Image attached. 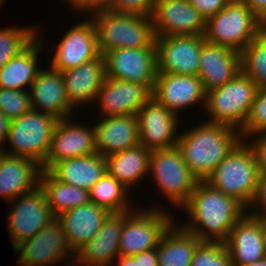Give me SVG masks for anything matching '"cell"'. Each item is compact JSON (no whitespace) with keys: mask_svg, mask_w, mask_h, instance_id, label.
Segmentation results:
<instances>
[{"mask_svg":"<svg viewBox=\"0 0 266 266\" xmlns=\"http://www.w3.org/2000/svg\"><path fill=\"white\" fill-rule=\"evenodd\" d=\"M182 209L189 214L181 225L201 241L225 242L234 225L247 213L237 200L199 181Z\"/></svg>","mask_w":266,"mask_h":266,"instance_id":"1","label":"cell"},{"mask_svg":"<svg viewBox=\"0 0 266 266\" xmlns=\"http://www.w3.org/2000/svg\"><path fill=\"white\" fill-rule=\"evenodd\" d=\"M186 131L178 134L177 147L198 181H206L218 164L242 140L237 129L207 121Z\"/></svg>","mask_w":266,"mask_h":266,"instance_id":"2","label":"cell"},{"mask_svg":"<svg viewBox=\"0 0 266 266\" xmlns=\"http://www.w3.org/2000/svg\"><path fill=\"white\" fill-rule=\"evenodd\" d=\"M100 55L119 48H156L151 16L100 10L91 13Z\"/></svg>","mask_w":266,"mask_h":266,"instance_id":"3","label":"cell"},{"mask_svg":"<svg viewBox=\"0 0 266 266\" xmlns=\"http://www.w3.org/2000/svg\"><path fill=\"white\" fill-rule=\"evenodd\" d=\"M241 140L206 179L211 187L240 202L246 209L256 192L259 170L249 144Z\"/></svg>","mask_w":266,"mask_h":266,"instance_id":"4","label":"cell"},{"mask_svg":"<svg viewBox=\"0 0 266 266\" xmlns=\"http://www.w3.org/2000/svg\"><path fill=\"white\" fill-rule=\"evenodd\" d=\"M263 29V22L240 0H230L206 20L204 39L240 53Z\"/></svg>","mask_w":266,"mask_h":266,"instance_id":"5","label":"cell"},{"mask_svg":"<svg viewBox=\"0 0 266 266\" xmlns=\"http://www.w3.org/2000/svg\"><path fill=\"white\" fill-rule=\"evenodd\" d=\"M58 120L52 114L33 109L10 120L6 141L8 140L11 149H2V153L29 158L42 166Z\"/></svg>","mask_w":266,"mask_h":266,"instance_id":"6","label":"cell"},{"mask_svg":"<svg viewBox=\"0 0 266 266\" xmlns=\"http://www.w3.org/2000/svg\"><path fill=\"white\" fill-rule=\"evenodd\" d=\"M257 88L240 71L226 84L207 92L204 109L211 117L207 122L225 124L240 131L246 123Z\"/></svg>","mask_w":266,"mask_h":266,"instance_id":"7","label":"cell"},{"mask_svg":"<svg viewBox=\"0 0 266 266\" xmlns=\"http://www.w3.org/2000/svg\"><path fill=\"white\" fill-rule=\"evenodd\" d=\"M148 172H151V176L169 202L177 208L188 201L199 182L184 162L177 146L152 150Z\"/></svg>","mask_w":266,"mask_h":266,"instance_id":"8","label":"cell"},{"mask_svg":"<svg viewBox=\"0 0 266 266\" xmlns=\"http://www.w3.org/2000/svg\"><path fill=\"white\" fill-rule=\"evenodd\" d=\"M163 209L153 207L125 212L119 256H134L157 247L162 235L173 223L170 211Z\"/></svg>","mask_w":266,"mask_h":266,"instance_id":"9","label":"cell"},{"mask_svg":"<svg viewBox=\"0 0 266 266\" xmlns=\"http://www.w3.org/2000/svg\"><path fill=\"white\" fill-rule=\"evenodd\" d=\"M10 202L13 206L8 215L7 230L12 239L13 249L22 241L32 238L56 218L40 186Z\"/></svg>","mask_w":266,"mask_h":266,"instance_id":"10","label":"cell"},{"mask_svg":"<svg viewBox=\"0 0 266 266\" xmlns=\"http://www.w3.org/2000/svg\"><path fill=\"white\" fill-rule=\"evenodd\" d=\"M20 266H53L72 258L75 253L69 247L61 222L53 219L32 238L18 244ZM71 256V257H70ZM66 259V260H64Z\"/></svg>","mask_w":266,"mask_h":266,"instance_id":"11","label":"cell"},{"mask_svg":"<svg viewBox=\"0 0 266 266\" xmlns=\"http://www.w3.org/2000/svg\"><path fill=\"white\" fill-rule=\"evenodd\" d=\"M204 40V35L156 37L157 73L198 76L202 42Z\"/></svg>","mask_w":266,"mask_h":266,"instance_id":"12","label":"cell"},{"mask_svg":"<svg viewBox=\"0 0 266 266\" xmlns=\"http://www.w3.org/2000/svg\"><path fill=\"white\" fill-rule=\"evenodd\" d=\"M106 77L137 82L153 90L157 75L156 48H119L103 54Z\"/></svg>","mask_w":266,"mask_h":266,"instance_id":"13","label":"cell"},{"mask_svg":"<svg viewBox=\"0 0 266 266\" xmlns=\"http://www.w3.org/2000/svg\"><path fill=\"white\" fill-rule=\"evenodd\" d=\"M155 36H202L205 18L188 0H155L151 14Z\"/></svg>","mask_w":266,"mask_h":266,"instance_id":"14","label":"cell"},{"mask_svg":"<svg viewBox=\"0 0 266 266\" xmlns=\"http://www.w3.org/2000/svg\"><path fill=\"white\" fill-rule=\"evenodd\" d=\"M140 144L146 149L157 150L177 146L179 115L151 97L136 114Z\"/></svg>","mask_w":266,"mask_h":266,"instance_id":"15","label":"cell"},{"mask_svg":"<svg viewBox=\"0 0 266 266\" xmlns=\"http://www.w3.org/2000/svg\"><path fill=\"white\" fill-rule=\"evenodd\" d=\"M89 19L71 27L57 43L50 66L52 69L61 72L70 70L100 56L96 26Z\"/></svg>","mask_w":266,"mask_h":266,"instance_id":"16","label":"cell"},{"mask_svg":"<svg viewBox=\"0 0 266 266\" xmlns=\"http://www.w3.org/2000/svg\"><path fill=\"white\" fill-rule=\"evenodd\" d=\"M71 118L59 119L53 131L46 160L41 166L47 171L65 159L93 155L96 152L95 128L73 123Z\"/></svg>","mask_w":266,"mask_h":266,"instance_id":"17","label":"cell"},{"mask_svg":"<svg viewBox=\"0 0 266 266\" xmlns=\"http://www.w3.org/2000/svg\"><path fill=\"white\" fill-rule=\"evenodd\" d=\"M152 97L177 115L182 108L197 103L205 108L206 104V92L198 76L157 73Z\"/></svg>","mask_w":266,"mask_h":266,"instance_id":"18","label":"cell"},{"mask_svg":"<svg viewBox=\"0 0 266 266\" xmlns=\"http://www.w3.org/2000/svg\"><path fill=\"white\" fill-rule=\"evenodd\" d=\"M152 97V90L137 82L105 78L98 91L101 117L136 115L140 108Z\"/></svg>","mask_w":266,"mask_h":266,"instance_id":"19","label":"cell"},{"mask_svg":"<svg viewBox=\"0 0 266 266\" xmlns=\"http://www.w3.org/2000/svg\"><path fill=\"white\" fill-rule=\"evenodd\" d=\"M125 212L110 213L97 234L79 248L73 257L80 266H110L119 256L120 234Z\"/></svg>","mask_w":266,"mask_h":266,"instance_id":"20","label":"cell"},{"mask_svg":"<svg viewBox=\"0 0 266 266\" xmlns=\"http://www.w3.org/2000/svg\"><path fill=\"white\" fill-rule=\"evenodd\" d=\"M31 90V91H30ZM33 110L52 114L58 119L70 118L75 109L69 102L61 71L41 69L30 86Z\"/></svg>","mask_w":266,"mask_h":266,"instance_id":"21","label":"cell"},{"mask_svg":"<svg viewBox=\"0 0 266 266\" xmlns=\"http://www.w3.org/2000/svg\"><path fill=\"white\" fill-rule=\"evenodd\" d=\"M240 71V53L206 40L202 42L198 77L206 93L226 84Z\"/></svg>","mask_w":266,"mask_h":266,"instance_id":"22","label":"cell"},{"mask_svg":"<svg viewBox=\"0 0 266 266\" xmlns=\"http://www.w3.org/2000/svg\"><path fill=\"white\" fill-rule=\"evenodd\" d=\"M224 243L232 266H243L266 257L260 218L248 212L234 225Z\"/></svg>","mask_w":266,"mask_h":266,"instance_id":"23","label":"cell"},{"mask_svg":"<svg viewBox=\"0 0 266 266\" xmlns=\"http://www.w3.org/2000/svg\"><path fill=\"white\" fill-rule=\"evenodd\" d=\"M96 152L108 156L140 144L136 115L102 117L95 124Z\"/></svg>","mask_w":266,"mask_h":266,"instance_id":"24","label":"cell"},{"mask_svg":"<svg viewBox=\"0 0 266 266\" xmlns=\"http://www.w3.org/2000/svg\"><path fill=\"white\" fill-rule=\"evenodd\" d=\"M41 165L32 159L0 152V196L6 201L39 186Z\"/></svg>","mask_w":266,"mask_h":266,"instance_id":"25","label":"cell"},{"mask_svg":"<svg viewBox=\"0 0 266 266\" xmlns=\"http://www.w3.org/2000/svg\"><path fill=\"white\" fill-rule=\"evenodd\" d=\"M109 214L107 209L89 202L57 217L62 224L67 243L74 253L97 234Z\"/></svg>","mask_w":266,"mask_h":266,"instance_id":"26","label":"cell"},{"mask_svg":"<svg viewBox=\"0 0 266 266\" xmlns=\"http://www.w3.org/2000/svg\"><path fill=\"white\" fill-rule=\"evenodd\" d=\"M61 73L67 98L73 107L93 100L95 102L106 78L105 60L103 55H100L96 59Z\"/></svg>","mask_w":266,"mask_h":266,"instance_id":"27","label":"cell"},{"mask_svg":"<svg viewBox=\"0 0 266 266\" xmlns=\"http://www.w3.org/2000/svg\"><path fill=\"white\" fill-rule=\"evenodd\" d=\"M47 171L60 182L89 191L107 172V160L105 156L95 153L62 160Z\"/></svg>","mask_w":266,"mask_h":266,"instance_id":"28","label":"cell"},{"mask_svg":"<svg viewBox=\"0 0 266 266\" xmlns=\"http://www.w3.org/2000/svg\"><path fill=\"white\" fill-rule=\"evenodd\" d=\"M43 44V39L36 37L17 56L0 68V88L27 90L26 86H31L42 69L37 66V57Z\"/></svg>","mask_w":266,"mask_h":266,"instance_id":"29","label":"cell"},{"mask_svg":"<svg viewBox=\"0 0 266 266\" xmlns=\"http://www.w3.org/2000/svg\"><path fill=\"white\" fill-rule=\"evenodd\" d=\"M151 150L141 144L106 156L107 172L129 190L149 172Z\"/></svg>","mask_w":266,"mask_h":266,"instance_id":"30","label":"cell"},{"mask_svg":"<svg viewBox=\"0 0 266 266\" xmlns=\"http://www.w3.org/2000/svg\"><path fill=\"white\" fill-rule=\"evenodd\" d=\"M200 242L195 234L182 226L177 228L171 224L156 247L159 266H191L193 254Z\"/></svg>","mask_w":266,"mask_h":266,"instance_id":"31","label":"cell"},{"mask_svg":"<svg viewBox=\"0 0 266 266\" xmlns=\"http://www.w3.org/2000/svg\"><path fill=\"white\" fill-rule=\"evenodd\" d=\"M39 186L55 217L63 212L90 202L89 191L56 180L48 171L42 170Z\"/></svg>","mask_w":266,"mask_h":266,"instance_id":"32","label":"cell"},{"mask_svg":"<svg viewBox=\"0 0 266 266\" xmlns=\"http://www.w3.org/2000/svg\"><path fill=\"white\" fill-rule=\"evenodd\" d=\"M129 192L128 188L106 172L89 190L90 202L107 209L110 213L132 211L127 197Z\"/></svg>","mask_w":266,"mask_h":266,"instance_id":"33","label":"cell"},{"mask_svg":"<svg viewBox=\"0 0 266 266\" xmlns=\"http://www.w3.org/2000/svg\"><path fill=\"white\" fill-rule=\"evenodd\" d=\"M241 72L258 88L266 87V31L262 29L240 52Z\"/></svg>","mask_w":266,"mask_h":266,"instance_id":"34","label":"cell"},{"mask_svg":"<svg viewBox=\"0 0 266 266\" xmlns=\"http://www.w3.org/2000/svg\"><path fill=\"white\" fill-rule=\"evenodd\" d=\"M37 31L32 27H7L0 29V68L17 56L36 37Z\"/></svg>","mask_w":266,"mask_h":266,"instance_id":"35","label":"cell"},{"mask_svg":"<svg viewBox=\"0 0 266 266\" xmlns=\"http://www.w3.org/2000/svg\"><path fill=\"white\" fill-rule=\"evenodd\" d=\"M191 266H232V261L225 243L201 241L195 249Z\"/></svg>","mask_w":266,"mask_h":266,"instance_id":"36","label":"cell"},{"mask_svg":"<svg viewBox=\"0 0 266 266\" xmlns=\"http://www.w3.org/2000/svg\"><path fill=\"white\" fill-rule=\"evenodd\" d=\"M242 140L258 133H266V87L257 88L244 127L239 131Z\"/></svg>","mask_w":266,"mask_h":266,"instance_id":"37","label":"cell"},{"mask_svg":"<svg viewBox=\"0 0 266 266\" xmlns=\"http://www.w3.org/2000/svg\"><path fill=\"white\" fill-rule=\"evenodd\" d=\"M28 90H10L0 88V111L12 120L32 109Z\"/></svg>","mask_w":266,"mask_h":266,"instance_id":"38","label":"cell"},{"mask_svg":"<svg viewBox=\"0 0 266 266\" xmlns=\"http://www.w3.org/2000/svg\"><path fill=\"white\" fill-rule=\"evenodd\" d=\"M155 0H109L107 9L120 13L151 16Z\"/></svg>","mask_w":266,"mask_h":266,"instance_id":"39","label":"cell"},{"mask_svg":"<svg viewBox=\"0 0 266 266\" xmlns=\"http://www.w3.org/2000/svg\"><path fill=\"white\" fill-rule=\"evenodd\" d=\"M256 205L260 207V210L259 208H257L258 211L253 210L252 212L251 210L250 211L251 213L249 212V214L259 218H266V176L265 175L259 176L256 192L249 206L257 207Z\"/></svg>","mask_w":266,"mask_h":266,"instance_id":"40","label":"cell"},{"mask_svg":"<svg viewBox=\"0 0 266 266\" xmlns=\"http://www.w3.org/2000/svg\"><path fill=\"white\" fill-rule=\"evenodd\" d=\"M256 136L254 137V141L246 143H249V146L255 154L259 174L266 176V133H259Z\"/></svg>","mask_w":266,"mask_h":266,"instance_id":"41","label":"cell"},{"mask_svg":"<svg viewBox=\"0 0 266 266\" xmlns=\"http://www.w3.org/2000/svg\"><path fill=\"white\" fill-rule=\"evenodd\" d=\"M207 20L223 9L230 0H188Z\"/></svg>","mask_w":266,"mask_h":266,"instance_id":"42","label":"cell"},{"mask_svg":"<svg viewBox=\"0 0 266 266\" xmlns=\"http://www.w3.org/2000/svg\"><path fill=\"white\" fill-rule=\"evenodd\" d=\"M74 10H79L84 13H93L100 10H106L109 4V0H67Z\"/></svg>","mask_w":266,"mask_h":266,"instance_id":"43","label":"cell"},{"mask_svg":"<svg viewBox=\"0 0 266 266\" xmlns=\"http://www.w3.org/2000/svg\"><path fill=\"white\" fill-rule=\"evenodd\" d=\"M133 257L137 261V266H159L156 248L141 252Z\"/></svg>","mask_w":266,"mask_h":266,"instance_id":"44","label":"cell"},{"mask_svg":"<svg viewBox=\"0 0 266 266\" xmlns=\"http://www.w3.org/2000/svg\"><path fill=\"white\" fill-rule=\"evenodd\" d=\"M264 23L266 21V0H240Z\"/></svg>","mask_w":266,"mask_h":266,"instance_id":"45","label":"cell"},{"mask_svg":"<svg viewBox=\"0 0 266 266\" xmlns=\"http://www.w3.org/2000/svg\"><path fill=\"white\" fill-rule=\"evenodd\" d=\"M9 124L10 119H8L5 114L0 111V145H2V142L6 140L7 133L9 130ZM0 152H2L1 149Z\"/></svg>","mask_w":266,"mask_h":266,"instance_id":"46","label":"cell"},{"mask_svg":"<svg viewBox=\"0 0 266 266\" xmlns=\"http://www.w3.org/2000/svg\"><path fill=\"white\" fill-rule=\"evenodd\" d=\"M116 259L118 261L115 266H137V261L133 256H118Z\"/></svg>","mask_w":266,"mask_h":266,"instance_id":"47","label":"cell"},{"mask_svg":"<svg viewBox=\"0 0 266 266\" xmlns=\"http://www.w3.org/2000/svg\"><path fill=\"white\" fill-rule=\"evenodd\" d=\"M260 229L262 232L263 242L266 251V218H260Z\"/></svg>","mask_w":266,"mask_h":266,"instance_id":"48","label":"cell"},{"mask_svg":"<svg viewBox=\"0 0 266 266\" xmlns=\"http://www.w3.org/2000/svg\"><path fill=\"white\" fill-rule=\"evenodd\" d=\"M243 266H266V257L260 260H257L256 262L245 264Z\"/></svg>","mask_w":266,"mask_h":266,"instance_id":"49","label":"cell"},{"mask_svg":"<svg viewBox=\"0 0 266 266\" xmlns=\"http://www.w3.org/2000/svg\"><path fill=\"white\" fill-rule=\"evenodd\" d=\"M263 29L266 31V21L263 23Z\"/></svg>","mask_w":266,"mask_h":266,"instance_id":"50","label":"cell"}]
</instances>
